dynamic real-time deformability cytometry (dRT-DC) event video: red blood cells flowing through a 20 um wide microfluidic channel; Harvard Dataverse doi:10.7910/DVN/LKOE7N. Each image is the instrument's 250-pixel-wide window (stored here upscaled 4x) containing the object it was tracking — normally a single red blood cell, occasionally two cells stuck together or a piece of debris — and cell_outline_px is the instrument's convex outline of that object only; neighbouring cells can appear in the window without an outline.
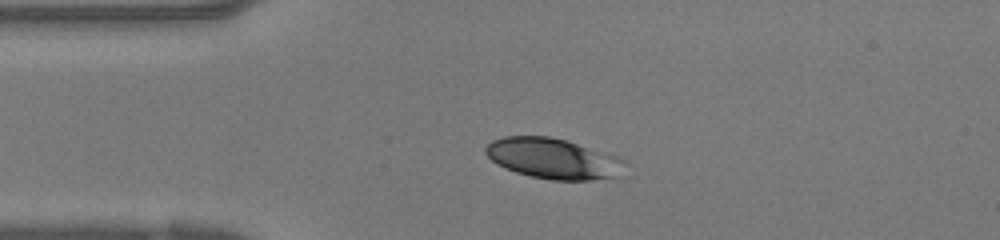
{"species": "human", "species_latin": "Homo sapiens", "temperature_condition": "warm", "stored_images_in_passage": 32, "camera_frame_rate_fps": 3000, "um_per_image_px": 0.085, "donor": {"sex": "female"}, "frame": {"image": 1, "passage_image": 1, "time_ms": 0.0, "image_size_px": [1000, 240], "cell_outline_px": [[620, 176], [592, 180], [552, 180], [528, 176], [504, 168], [496, 164], [484, 152], [484, 148], [492, 140], [504, 136], [548, 136], [564, 140], [616, 156], [620, 160]], "centroid_in_image_um": [46.91, 13.48], "position_along_channel_um": 38.1, "area_um2": 32.37}}
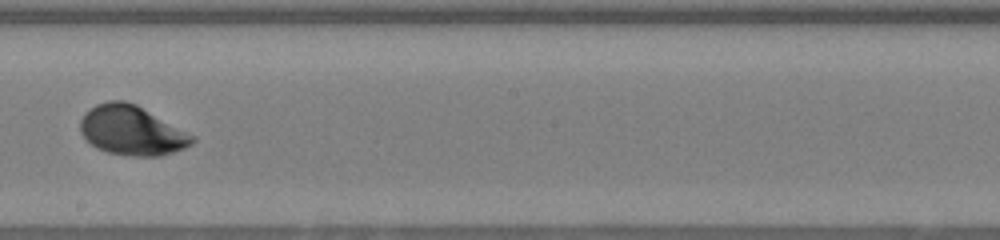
{"frame": {"image": 2, "passage_image": 14, "time_ms": 4.333, "image_size_px": [1000, 240], "cell_outline_px": [[196, 140], [192, 144], [184, 148], [160, 156], [128, 156], [108, 152], [96, 148], [80, 132], [80, 120], [84, 112], [96, 104], [108, 100], [124, 100], [136, 104], [196, 136]], "centroid_in_image_um": [11.2, 11.08], "position_along_channel_um": 237.0, "area_um2": 32.43}}
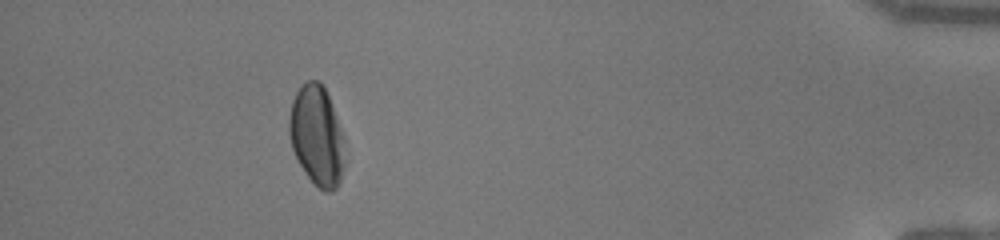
{"frame": {"image": 3, "passage_image": 28, "time_ms": 9.0, "image_size_px": [1000, 240], "cell_outline_px": [[344, 168], [340, 180], [336, 188], [332, 192], [324, 192], [308, 176], [300, 164], [292, 148], [288, 132], [288, 120], [292, 100], [296, 92], [308, 80], [320, 80], [328, 96], [344, 136]], "centroid_in_image_um": [26.93, 11.54], "position_along_channel_um": 408.3, "area_um2": 32.25}}